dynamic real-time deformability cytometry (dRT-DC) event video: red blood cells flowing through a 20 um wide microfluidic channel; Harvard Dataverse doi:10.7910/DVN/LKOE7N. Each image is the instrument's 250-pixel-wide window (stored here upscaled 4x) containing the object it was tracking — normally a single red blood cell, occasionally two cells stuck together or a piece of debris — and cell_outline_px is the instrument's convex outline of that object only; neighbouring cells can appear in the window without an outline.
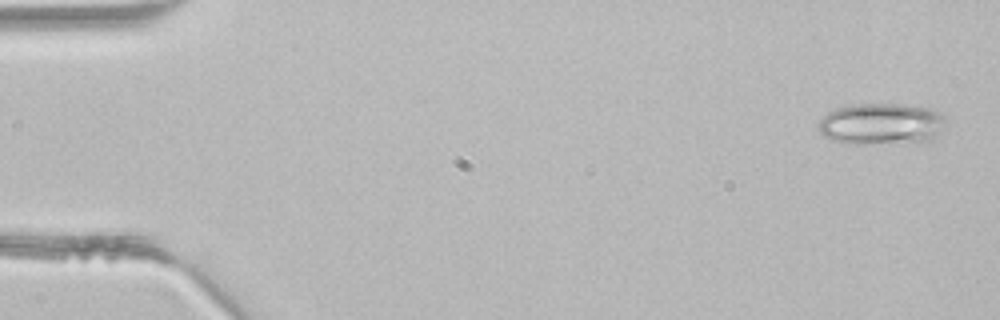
{"species": "common noctule bat (a hibernating species)", "species_latin": "Nyctalus noctula", "temperature_condition": "room temperature", "stored_images_in_passage": 3, "camera_frame_rate_fps": 3000, "um_per_image_px": 0.085, "animal": {"sex": "male", "body_mass_g": 21.5, "forearm_length_mm": 52.0}, "frame": {"image": 1, "passage_image": 1, "time_ms": 0.0, "image_size_px": [1000, 320], "cell_outline_px": [[944, 124], [940, 132], [932, 140], [920, 144], [848, 144], [832, 140], [820, 136], [816, 124], [820, 116], [836, 108], [852, 104], [896, 104], [928, 108], [940, 112], [944, 116]], "centroid_in_image_um": [74.86, 10.57], "position_along_channel_um": 10.1, "area_um2": 31.85}}